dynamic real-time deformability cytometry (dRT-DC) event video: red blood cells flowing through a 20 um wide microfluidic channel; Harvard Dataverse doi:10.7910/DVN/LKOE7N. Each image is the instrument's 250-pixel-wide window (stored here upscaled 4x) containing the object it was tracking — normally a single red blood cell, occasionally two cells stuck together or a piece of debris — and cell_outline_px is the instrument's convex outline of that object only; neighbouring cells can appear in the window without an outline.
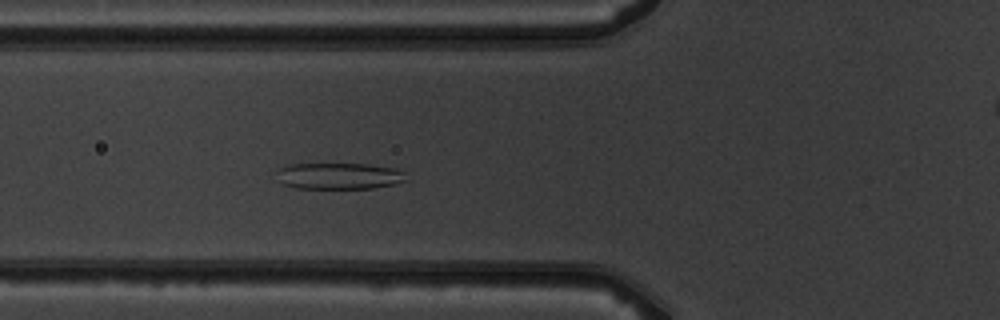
{"species": "common noctule bat (a hibernating species)", "species_latin": "Nyctalus noctula", "temperature_condition": "warm", "stored_images_in_passage": 6, "camera_frame_rate_fps": 3000, "um_per_image_px": 0.085, "animal": {"sex": "male", "body_mass_g": 19.5, "forearm_length_mm": 54.6}, "frame": {"image": 1, "passage_image": 5, "time_ms": 4.667, "image_size_px": [1000, 320], "cell_outline_px": [[408, 180], [396, 184], [372, 188], [296, 188], [284, 184], [276, 172], [276, 168], [288, 164], [368, 164], [392, 168], [404, 172]], "centroid_in_image_um": [28.82, 14.95], "position_along_channel_um": 97.0, "area_um2": 19.88}}